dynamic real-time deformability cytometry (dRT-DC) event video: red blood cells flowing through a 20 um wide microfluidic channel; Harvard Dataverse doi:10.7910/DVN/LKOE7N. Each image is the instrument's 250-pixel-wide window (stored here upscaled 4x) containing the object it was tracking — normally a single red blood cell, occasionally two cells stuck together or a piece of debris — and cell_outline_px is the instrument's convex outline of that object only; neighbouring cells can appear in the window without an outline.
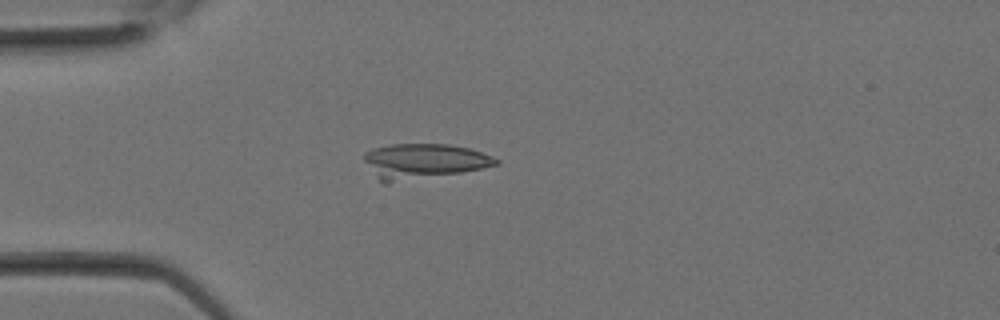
{"species": "Egyptian fruit bat (a non-hibernating species)", "species_latin": "Rousettus aegyptiacus", "temperature_condition": "room temperature", "stored_images_in_passage": 8, "camera_frame_rate_fps": 3000, "um_per_image_px": 0.085, "animal": {"sex": "female"}, "frame": {"image": 1, "passage_image": 1, "time_ms": 0.0, "image_size_px": [1000, 320], "cell_outline_px": [[500, 164], [460, 172], [384, 184], [380, 180], [364, 160], [364, 152], [372, 148], [388, 144], [448, 144], [468, 148], [480, 152], [500, 160]], "centroid_in_image_um": [35.97, 13.69], "position_along_channel_um": 49.0, "area_um2": 26.59}}
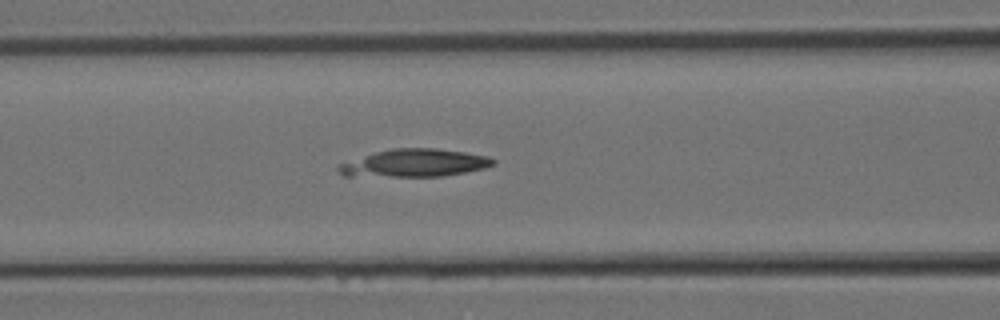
{"frame": {"image": 2, "passage_image": 5, "time_ms": 1.333, "image_size_px": [1000, 320], "cell_outline_px": [[496, 164], [484, 168], [464, 172], [440, 176], [344, 176], [336, 168], [340, 164], [376, 152], [392, 148], [436, 148], [464, 152], [488, 156], [496, 160]], "centroid_in_image_um": [35.27, 13.86], "position_along_channel_um": 131.3, "area_um2": 24.68}}
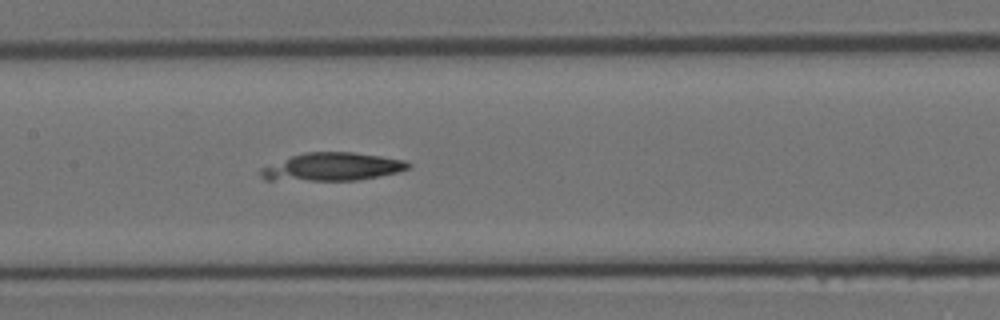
{"frame": {"image": 3, "passage_image": 7, "time_ms": 2.0, "image_size_px": [1000, 320], "cell_outline_px": [[412, 164], [408, 168], [396, 172], [356, 180], [264, 180], [260, 176], [260, 168], [292, 156], [304, 152], [352, 152], [408, 160]], "centroid_in_image_um": [28.23, 14.17], "position_along_channel_um": 179.2, "area_um2": 23.87}}